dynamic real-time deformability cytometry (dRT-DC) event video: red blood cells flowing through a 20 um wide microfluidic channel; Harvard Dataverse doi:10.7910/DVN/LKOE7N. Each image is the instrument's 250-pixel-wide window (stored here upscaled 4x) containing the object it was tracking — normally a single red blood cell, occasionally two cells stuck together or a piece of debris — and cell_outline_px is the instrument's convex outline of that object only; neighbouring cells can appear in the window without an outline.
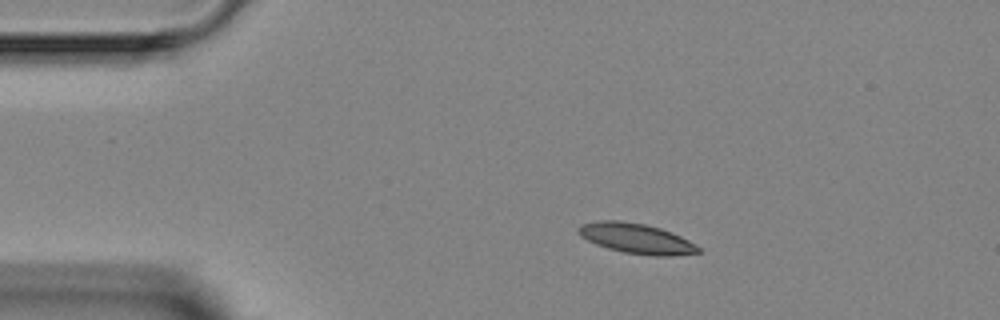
{"species": "Egyptian fruit bat (a non-hibernating species)", "species_latin": "Rousettus aegyptiacus", "temperature_condition": "room temperature", "stored_images_in_passage": 3, "camera_frame_rate_fps": 3000, "um_per_image_px": 0.085, "animal": {"sex": "female"}, "frame": {"image": 1, "passage_image": 2, "time_ms": 1.0, "image_size_px": [1000, 320], "cell_outline_px": [[700, 252], [672, 256], [656, 256], [624, 252], [608, 248], [596, 244], [580, 236], [580, 224], [596, 220], [620, 220], [644, 224], [660, 228], [672, 232], [688, 240], [700, 248]], "centroid_in_image_um": [54.09, 20.26], "position_along_channel_um": 30.9, "area_um2": 20.87}}